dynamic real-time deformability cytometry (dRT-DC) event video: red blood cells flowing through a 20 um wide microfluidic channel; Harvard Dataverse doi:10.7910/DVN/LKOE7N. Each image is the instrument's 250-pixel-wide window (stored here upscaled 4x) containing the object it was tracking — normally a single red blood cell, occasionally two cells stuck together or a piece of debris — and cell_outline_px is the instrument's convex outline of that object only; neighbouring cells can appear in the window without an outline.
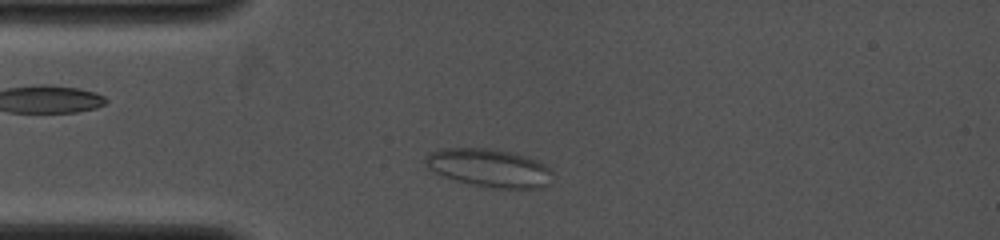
{"species": "common noctule bat (a hibernating species)", "species_latin": "Nyctalus noctula", "temperature_condition": "cold", "stored_images_in_passage": 45, "camera_frame_rate_fps": 4000, "um_per_image_px": 0.085, "animal": {"sex": "female", "body_mass_g": 19.0, "forearm_length_mm": 53.3}, "frame": {"image": 1, "passage_image": 6, "time_ms": 1.25, "image_size_px": [1000, 240], "cell_outline_px": [[552, 172], [548, 184], [540, 188], [492, 188], [472, 184], [456, 180], [444, 176], [428, 168], [424, 164], [424, 160], [432, 152], [440, 148], [488, 148], [508, 152], [524, 156], [536, 160], [544, 164]], "centroid_in_image_um": [41.56, 14.27], "position_along_channel_um": 43.4, "area_um2": 27.86}}
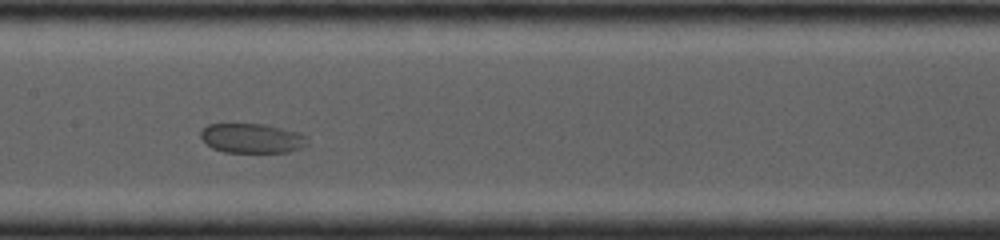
{"frame": {"image": 2, "passage_image": 21, "time_ms": 5.0, "image_size_px": [1000, 240], "cell_outline_px": [[308, 144], [300, 148], [288, 152], [224, 152], [212, 148], [200, 136], [200, 132], [208, 124], [264, 124], [300, 132], [308, 136]], "centroid_in_image_um": [21.46, 11.75], "position_along_channel_um": 185.9, "area_um2": 18.44}}
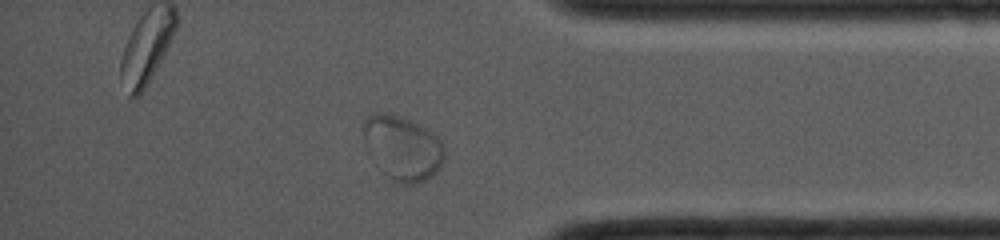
{"frame": {"image": 3, "passage_image": 40, "time_ms": 10.25, "image_size_px": [1000, 240], "cell_outline_px": [[444, 160], [440, 168], [432, 176], [416, 184], [396, 184], [384, 172], [364, 148], [364, 120], [368, 116], [376, 112], [396, 116], [408, 120], [424, 128], [436, 136], [444, 144]], "centroid_in_image_um": [34.22, 12.61], "position_along_channel_um": 401.0, "area_um2": 30.06}}